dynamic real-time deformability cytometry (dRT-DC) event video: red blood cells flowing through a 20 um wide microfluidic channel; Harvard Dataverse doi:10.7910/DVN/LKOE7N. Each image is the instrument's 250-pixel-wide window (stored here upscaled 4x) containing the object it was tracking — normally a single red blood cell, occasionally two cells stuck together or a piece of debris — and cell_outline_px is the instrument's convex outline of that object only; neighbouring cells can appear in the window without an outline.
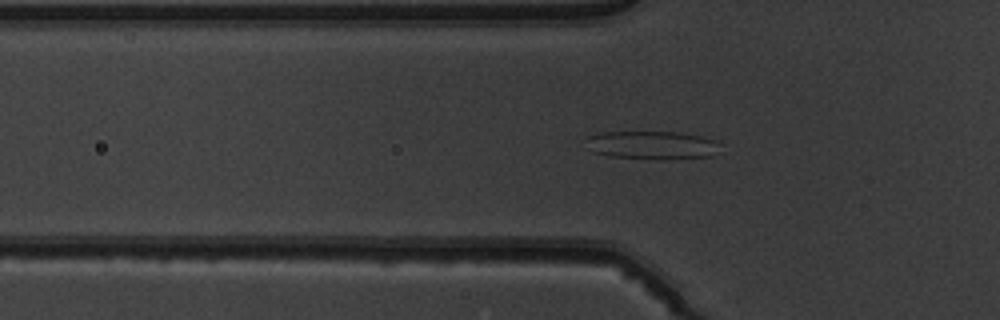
{"species": "common noctule bat (a hibernating species)", "species_latin": "Nyctalus noctula", "temperature_condition": "warm", "stored_images_in_passage": 52, "segment_of_instrument_passage": [1, 2], "camera_frame_rate_fps": 3000, "um_per_image_px": 0.085, "animal": {"sex": "male", "body_mass_g": 19.5, "forearm_length_mm": 54.6}, "frame": {"image": 1, "passage_image": 17, "time_ms": 5.333, "image_size_px": [1000, 320], "cell_outline_px": [[720, 144], [712, 156], [664, 160], [656, 160], [612, 156], [592, 152], [584, 136], [600, 132], [680, 132], [700, 136], [712, 140]], "centroid_in_image_um": [55.38, 12.34], "position_along_channel_um": 70.4, "area_um2": 22.2}}
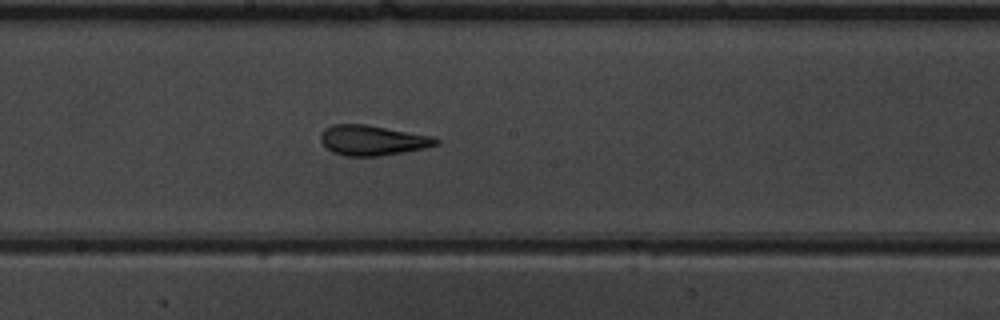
{"frame": {"image": 2, "passage_image": 28, "time_ms": 9.0, "image_size_px": [1000, 320], "cell_outline_px": [[440, 144], [424, 148], [404, 152], [380, 156], [344, 156], [332, 152], [320, 140], [320, 136], [324, 128], [332, 124], [364, 124], [432, 136], [440, 140]], "centroid_in_image_um": [31.65, 11.93], "position_along_channel_um": 216.5, "area_um2": 20.23}}
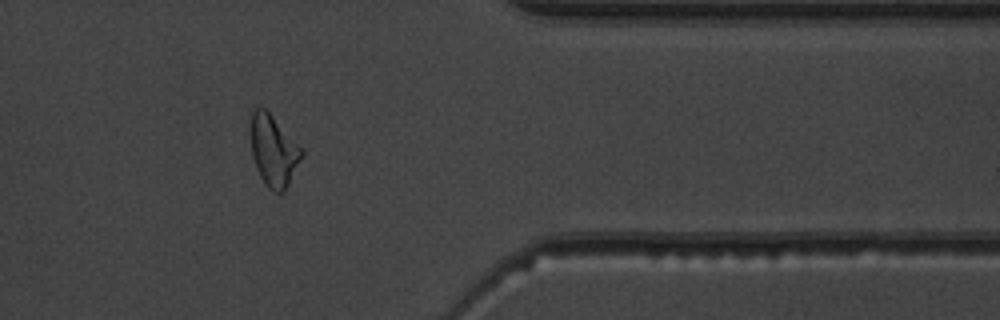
{"frame": {"image": 3, "passage_image": 42, "time_ms": 13.667, "image_size_px": [1000, 320], "cell_outline_px": [[304, 156], [284, 192], [272, 192], [264, 184], [256, 168], [252, 156], [252, 112], [256, 108], [264, 108], [272, 116], [304, 152]], "centroid_in_image_um": [23.27, 12.88], "position_along_channel_um": 388.1, "area_um2": 20.63}}